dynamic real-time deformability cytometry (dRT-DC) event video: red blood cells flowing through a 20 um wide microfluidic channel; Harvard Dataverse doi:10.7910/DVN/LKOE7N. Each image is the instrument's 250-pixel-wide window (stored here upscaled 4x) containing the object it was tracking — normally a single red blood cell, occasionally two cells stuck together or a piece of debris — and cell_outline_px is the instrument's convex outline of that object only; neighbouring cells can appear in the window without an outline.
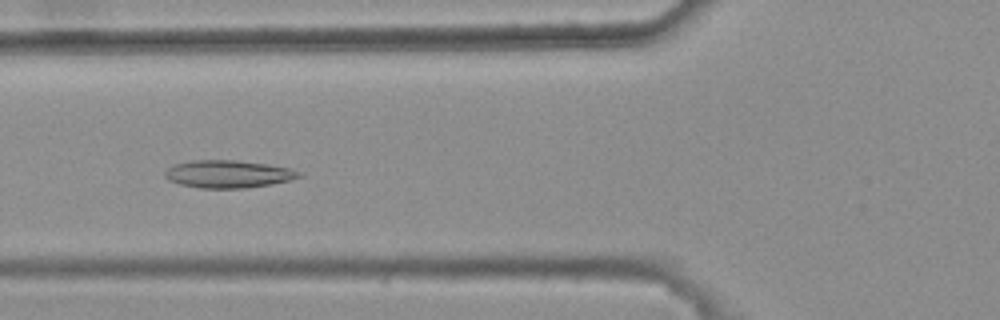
{"species": "common noctule bat (a hibernating species)", "species_latin": "Nyctalus noctula", "temperature_condition": "warm", "stored_images_in_passage": 7, "camera_frame_rate_fps": 3000, "um_per_image_px": 0.085, "animal": {"sex": "female", "body_mass_g": 25.1}, "frame": {"image": 1, "passage_image": 5, "time_ms": 1.333, "image_size_px": [1000, 320], "cell_outline_px": [[304, 176], [272, 184], [244, 188], [200, 188], [180, 184], [168, 180], [164, 176], [164, 172], [168, 168], [176, 164], [192, 160], [236, 160], [268, 164], [288, 168], [304, 172]], "centroid_in_image_um": [19.42, 14.79], "position_along_channel_um": 106.4, "area_um2": 21.62}}
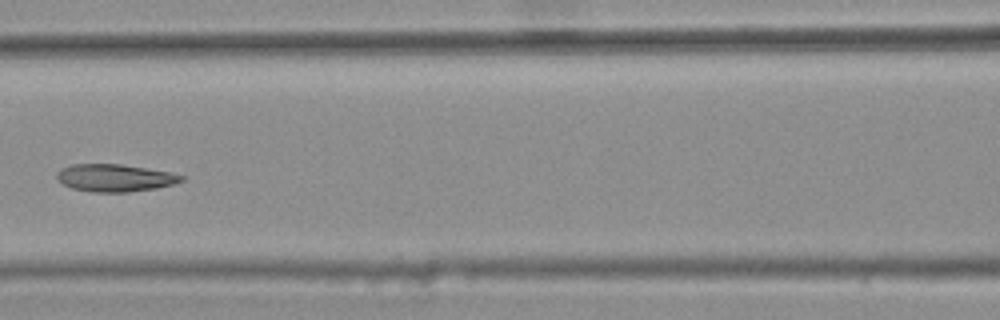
{"frame": {"image": 2, "passage_image": 6, "time_ms": 1.667, "image_size_px": [1000, 320], "cell_outline_px": [[188, 176], [184, 180], [172, 184], [156, 188], [128, 192], [92, 192], [72, 188], [56, 180], [56, 172], [60, 168], [72, 164], [120, 164], [168, 172]], "centroid_in_image_um": [9.73, 15.12], "position_along_channel_um": 156.9, "area_um2": 19.94}}
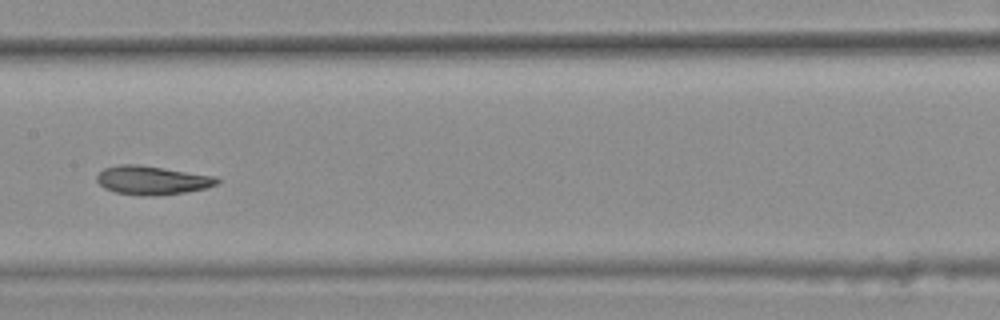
{"frame": {"image": 3, "passage_image": 7, "time_ms": 2.0, "image_size_px": [1000, 320], "cell_outline_px": [[220, 180], [216, 184], [208, 188], [184, 192], [116, 192], [104, 188], [96, 180], [96, 176], [104, 168], [120, 164], [136, 164], [164, 168], [216, 176]], "centroid_in_image_um": [12.94, 15.25], "position_along_channel_um": 194.5, "area_um2": 18.96}}